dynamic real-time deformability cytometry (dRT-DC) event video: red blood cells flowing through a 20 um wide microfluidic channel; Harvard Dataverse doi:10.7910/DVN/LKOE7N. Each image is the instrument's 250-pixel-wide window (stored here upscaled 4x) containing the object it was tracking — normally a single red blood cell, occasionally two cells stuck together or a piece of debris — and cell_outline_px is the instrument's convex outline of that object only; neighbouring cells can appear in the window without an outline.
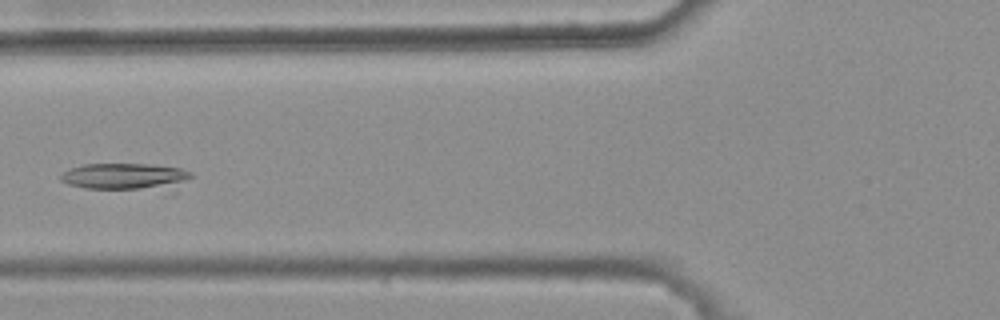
{"species": "common noctule bat (a hibernating species)", "species_latin": "Nyctalus noctula", "temperature_condition": "warm", "stored_images_in_passage": 6, "camera_frame_rate_fps": 3000, "um_per_image_px": 0.085, "animal": {"sex": "female", "body_mass_g": 25.1}, "frame": {"image": 1, "passage_image": 6, "time_ms": 1.667, "image_size_px": [1000, 320], "cell_outline_px": [[196, 176], [164, 196], [84, 188], [68, 184], [60, 180], [60, 176], [64, 172], [72, 168], [84, 164], [152, 164], [180, 168], [192, 172]], "centroid_in_image_um": [10.89, 15.13], "position_along_channel_um": 114.9, "area_um2": 22.83}}